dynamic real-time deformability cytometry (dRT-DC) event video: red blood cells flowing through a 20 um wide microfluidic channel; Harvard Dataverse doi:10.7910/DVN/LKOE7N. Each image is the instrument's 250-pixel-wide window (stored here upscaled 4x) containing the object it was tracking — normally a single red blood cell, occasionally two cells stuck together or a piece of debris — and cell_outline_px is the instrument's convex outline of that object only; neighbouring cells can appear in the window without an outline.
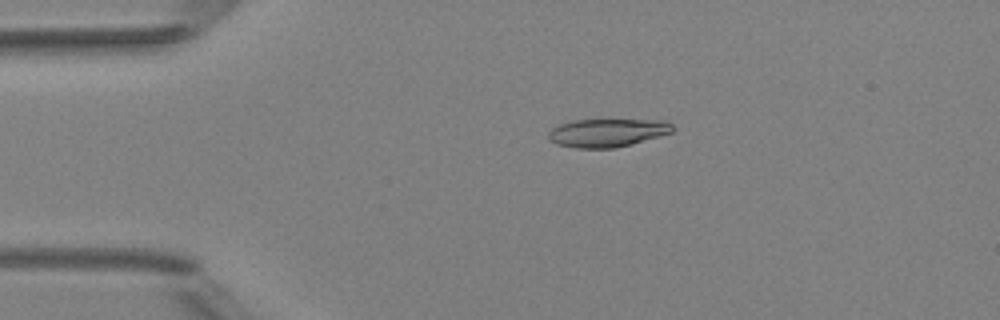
{"species": "Egyptian fruit bat (a non-hibernating species)", "species_latin": "Rousettus aegyptiacus", "temperature_condition": "room temperature", "stored_images_in_passage": 4, "camera_frame_rate_fps": 3000, "um_per_image_px": 0.085, "animal": {"sex": "female"}, "frame": {"image": 1, "passage_image": 3, "time_ms": 2.333, "image_size_px": [1000, 320], "cell_outline_px": [[676, 128], [672, 132], [660, 136], [632, 144], [616, 148], [576, 148], [556, 144], [548, 136], [548, 132], [556, 124], [572, 120], [664, 120], [672, 124]], "centroid_in_image_um": [51.62, 11.28], "position_along_channel_um": 33.4, "area_um2": 20.58}}